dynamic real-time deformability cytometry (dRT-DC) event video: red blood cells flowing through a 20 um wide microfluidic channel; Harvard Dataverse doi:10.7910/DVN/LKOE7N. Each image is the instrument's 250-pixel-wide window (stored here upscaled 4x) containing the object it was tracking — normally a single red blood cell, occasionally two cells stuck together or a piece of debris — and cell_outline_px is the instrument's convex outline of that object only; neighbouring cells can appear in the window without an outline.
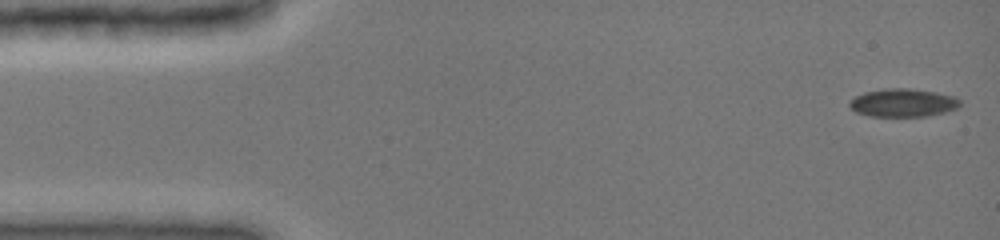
{"species": "common noctule bat (a hibernating species)", "species_latin": "Nyctalus noctula", "temperature_condition": "cold", "stored_images_in_passage": 61, "camera_frame_rate_fps": 3000, "um_per_image_px": 0.085, "animal": {"sex": "female", "body_mass_g": 19.0, "forearm_length_mm": 51.5}, "frame": {"image": 1, "passage_image": 1, "time_ms": 0.0, "image_size_px": [1000, 240], "cell_outline_px": [[960, 104], [956, 108], [944, 112], [928, 116], [872, 116], [856, 112], [848, 104], [856, 96], [864, 92], [888, 88], [912, 88], [936, 92], [956, 96], [960, 100]], "centroid_in_image_um": [76.78, 8.72], "position_along_channel_um": 8.2, "area_um2": 18.03}}
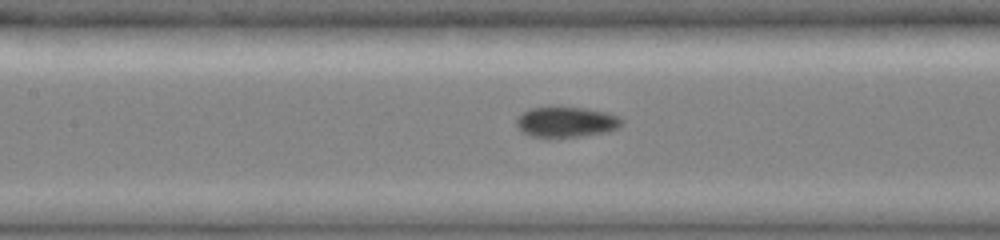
{"frame": {"image": 2, "passage_image": 27, "time_ms": 6.667, "image_size_px": [1000, 240], "cell_outline_px": [[624, 120], [616, 128], [608, 132], [584, 136], [528, 136], [520, 132], [516, 124], [516, 116], [528, 108], [584, 108], [608, 112], [620, 116]], "centroid_in_image_um": [48.11, 10.37], "position_along_channel_um": 159.3, "area_um2": 18.61}}
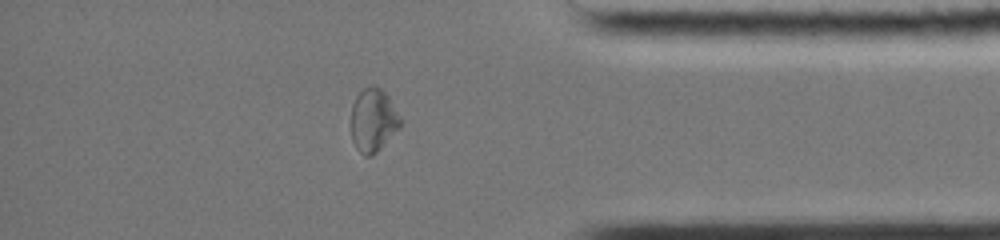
{"frame": {"image": 3, "passage_image": 51, "time_ms": 13.0, "image_size_px": [1000, 240], "cell_outline_px": [[404, 124], [372, 156], [364, 156], [356, 148], [352, 140], [352, 104], [356, 96], [364, 88], [380, 88], [388, 96], [404, 120]], "centroid_in_image_um": [31.76, 10.25], "position_along_channel_um": 403.4, "area_um2": 18.15}, "authors_computed_cell_mechanics": {"area_um2": 18.207, "velocity_mm_per_s": 4.0154, "shape_relaxation_time_tau1_ms": null, "shape_relaxation_time_tau2_ms": 2.9937, "deformation_change_tau1": null, "deformation_change_tau2": 0.0508}}